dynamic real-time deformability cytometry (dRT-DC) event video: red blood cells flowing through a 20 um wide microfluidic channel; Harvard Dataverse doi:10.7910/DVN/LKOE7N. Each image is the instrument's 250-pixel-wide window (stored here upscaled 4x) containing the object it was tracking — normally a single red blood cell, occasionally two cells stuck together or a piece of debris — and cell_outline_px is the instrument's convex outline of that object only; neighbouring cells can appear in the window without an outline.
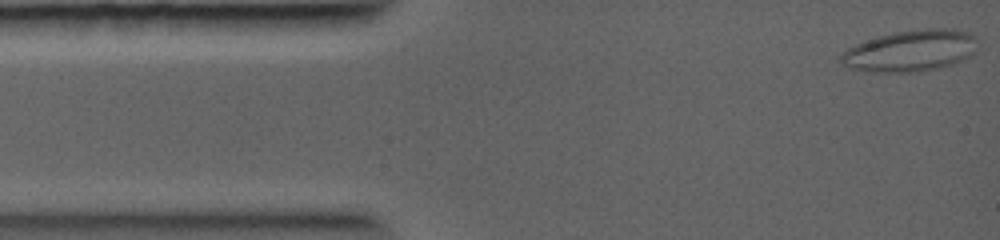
{"species": "common noctule bat (a hibernating species)", "species_latin": "Nyctalus noctula", "temperature_condition": "warm", "stored_images_in_passage": 71, "segment_of_instrument_passage": [1, 2], "camera_frame_rate_fps": 5000, "um_per_image_px": 0.085, "animal": {"sex": "female", "body_mass_g": 19.0, "forearm_length_mm": 56.7}, "frame": {"image": 1, "passage_image": 1, "time_ms": 0.0, "image_size_px": [1000, 240], "cell_outline_px": [[976, 52], [972, 56], [956, 64], [916, 72], [876, 72], [848, 68], [840, 64], [836, 56], [848, 48], [856, 44], [876, 36], [892, 32], [928, 28], [952, 28], [972, 32], [976, 36]], "centroid_in_image_um": [77.4, 4.31], "position_along_channel_um": 7.6, "area_um2": 33.81}}
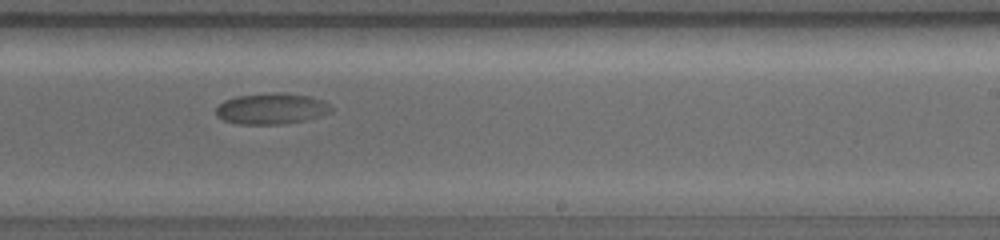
{"frame": {"image": 2, "passage_image": 47, "time_ms": 7.4, "image_size_px": [1000, 240], "cell_outline_px": [[332, 112], [320, 116], [304, 120], [280, 124], [240, 124], [224, 120], [216, 116], [216, 108], [224, 100], [236, 96], [276, 92], [284, 92], [308, 96], [324, 100], [332, 108]], "centroid_in_image_um": [23.08, 9.23], "position_along_channel_um": 265.9, "area_um2": 20.81}}
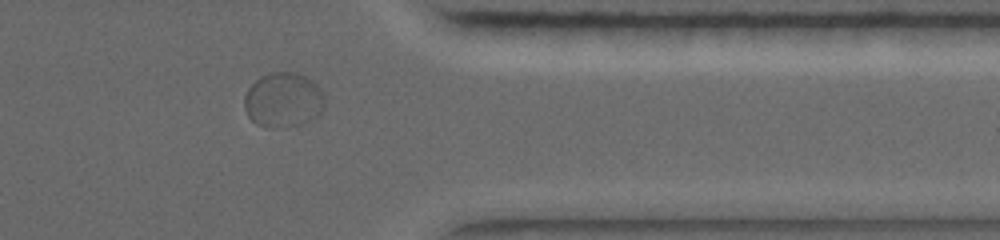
{"frame": {"image": 3, "passage_image": 62, "time_ms": 10.2, "image_size_px": [1000, 240], "cell_outline_px": [[324, 108], [316, 116], [304, 124], [288, 128], [272, 128], [256, 124], [248, 116], [244, 108], [244, 96], [248, 88], [260, 76], [272, 72], [292, 72], [304, 76], [312, 80], [320, 88], [324, 96]], "centroid_in_image_um": [24.07, 8.52], "position_along_channel_um": 387.3, "area_um2": 25.95}}